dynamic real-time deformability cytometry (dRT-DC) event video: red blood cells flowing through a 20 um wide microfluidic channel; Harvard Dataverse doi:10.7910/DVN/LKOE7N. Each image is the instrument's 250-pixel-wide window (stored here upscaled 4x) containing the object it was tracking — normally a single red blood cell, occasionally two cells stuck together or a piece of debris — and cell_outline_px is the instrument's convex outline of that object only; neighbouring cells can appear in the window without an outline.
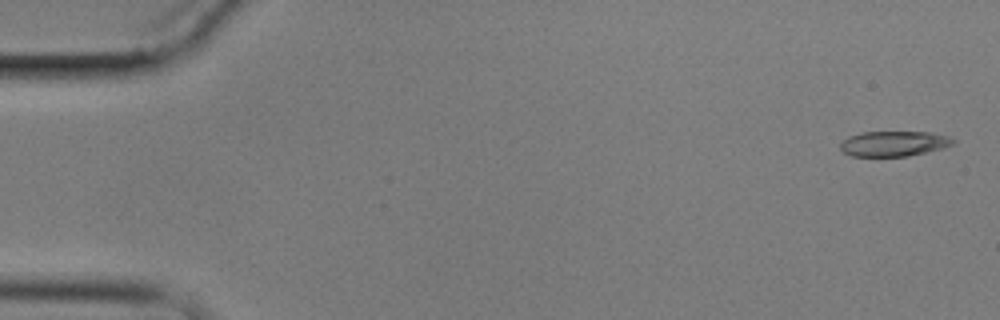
{"species": "common noctule bat (a hibernating species)", "species_latin": "Nyctalus noctula", "temperature_condition": "cold", "stored_images_in_passage": 13, "camera_frame_rate_fps": 3000, "um_per_image_px": 0.085, "animal": {"sex": "male", "body_mass_g": 17.9}, "frame": {"image": 1, "passage_image": 1, "time_ms": 0.0, "image_size_px": [1000, 320], "cell_outline_px": [[956, 144], [944, 148], [908, 156], [852, 156], [844, 152], [840, 148], [840, 144], [848, 136], [860, 132], [928, 132], [948, 136], [956, 140]], "centroid_in_image_um": [76.01, 12.2], "position_along_channel_um": 9.0, "area_um2": 16.65}}
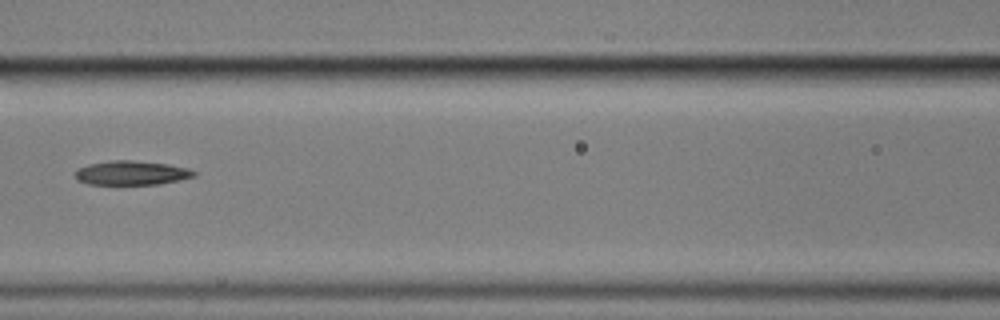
{"frame": {"image": 2, "passage_image": 7, "time_ms": 8.0, "image_size_px": [1000, 320], "cell_outline_px": [[196, 176], [180, 180], [160, 184], [88, 184], [76, 180], [76, 172], [80, 168], [88, 164], [112, 160], [132, 160], [168, 164], [188, 168], [196, 172]], "centroid_in_image_um": [11.21, 14.7], "position_along_channel_um": 155.4, "area_um2": 16.7}}
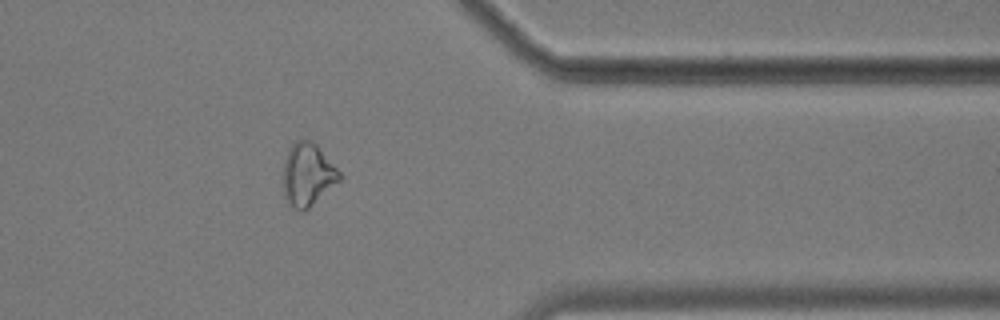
{"frame": {"image": 3, "passage_image": 13, "time_ms": 15.0, "image_size_px": [1000, 320], "cell_outline_px": [[344, 176], [340, 180], [304, 212], [300, 212], [284, 196], [284, 160], [288, 148], [300, 136], [312, 140], [316, 144]], "centroid_in_image_um": [26.16, 14.78], "position_along_channel_um": 385.2, "area_um2": 20.63}}